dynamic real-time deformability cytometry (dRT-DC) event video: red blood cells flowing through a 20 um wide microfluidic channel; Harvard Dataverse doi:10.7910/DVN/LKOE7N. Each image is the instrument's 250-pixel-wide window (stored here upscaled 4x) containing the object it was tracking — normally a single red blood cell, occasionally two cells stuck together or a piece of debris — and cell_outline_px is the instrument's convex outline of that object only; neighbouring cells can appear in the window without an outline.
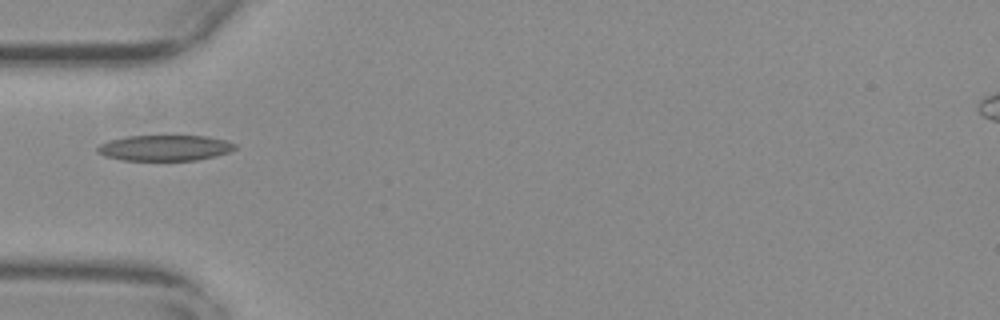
{"species": "common noctule bat (a hibernating species)", "species_latin": "Nyctalus noctula", "temperature_condition": "warm", "stored_images_in_passage": 38, "camera_frame_rate_fps": 3000, "um_per_image_px": 0.085, "animal": {"sex": "female", "body_mass_g": 29.2, "forearm_length_mm": 56.3}, "frame": {"image": 1, "passage_image": 1, "time_ms": 0.0, "image_size_px": [1000, 320], "cell_outline_px": [[236, 148], [228, 152], [216, 156], [196, 160], [124, 160], [104, 156], [96, 152], [96, 148], [100, 144], [112, 140], [128, 136], [208, 136], [224, 140], [236, 144]], "centroid_in_image_um": [14.01, 12.57], "position_along_channel_um": 71.0, "area_um2": 20.46}}
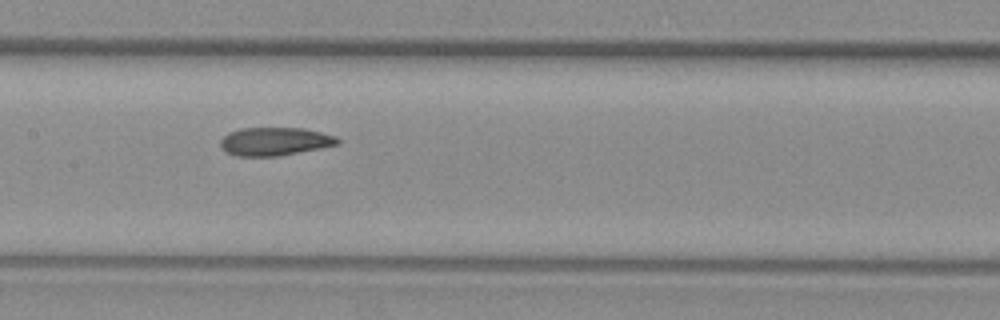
{"frame": {"image": 2, "passage_image": 10, "time_ms": 3.0, "image_size_px": [1000, 320], "cell_outline_px": [[340, 144], [320, 148], [276, 156], [236, 156], [220, 148], [220, 140], [228, 132], [240, 128], [304, 128], [336, 136], [340, 140]], "centroid_in_image_um": [23.34, 12.01], "position_along_channel_um": 184.1, "area_um2": 19.25}}
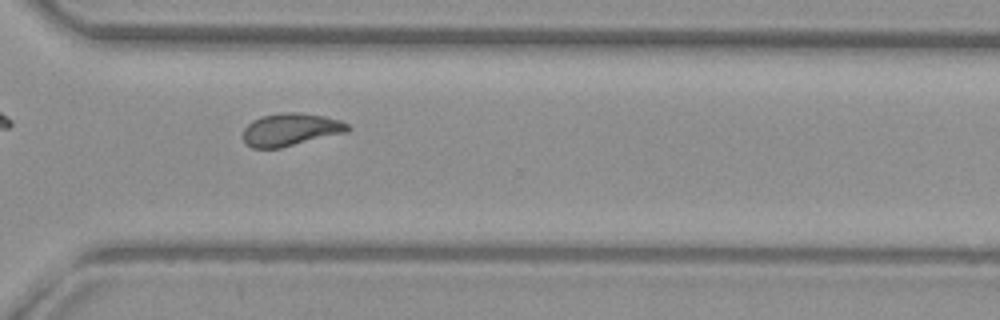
{"frame": {"image": 3, "passage_image": 23, "time_ms": 7.333, "image_size_px": [1000, 320], "cell_outline_px": [[352, 128], [348, 132], [280, 148], [252, 148], [244, 144], [244, 128], [252, 120], [260, 116], [280, 112], [300, 112], [324, 116], [340, 120], [348, 124]], "centroid_in_image_um": [24.71, 11.01], "position_along_channel_um": 345.9, "area_um2": 20.17}, "authors_computed_cell_mechanics": {"area_um2": 19.9699, "velocity_mm_per_s": 3.7377, "shape_relaxation_time_tau1_ms": 10.6445, "shape_relaxation_time_tau2_ms": 2.7864, "deformation_change_tau1": 0.2542, "deformation_change_tau2": 0.1001}}